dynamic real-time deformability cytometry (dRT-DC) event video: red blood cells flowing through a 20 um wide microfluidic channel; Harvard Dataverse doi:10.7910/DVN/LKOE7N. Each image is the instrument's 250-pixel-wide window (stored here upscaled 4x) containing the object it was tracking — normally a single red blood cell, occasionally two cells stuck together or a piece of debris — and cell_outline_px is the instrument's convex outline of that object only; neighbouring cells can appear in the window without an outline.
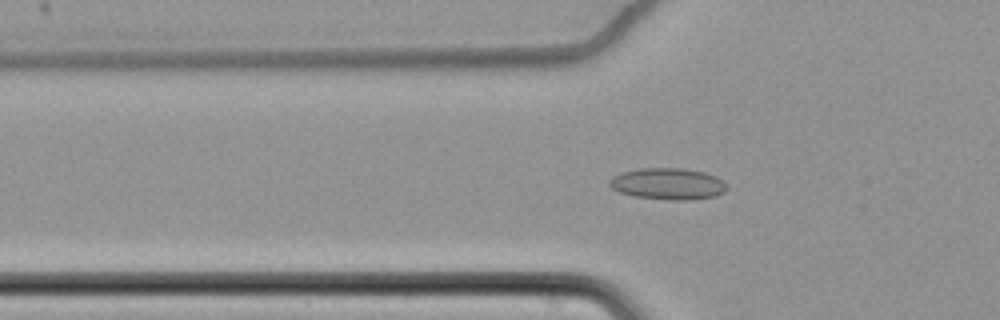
{"species": "common noctule bat (a hibernating species)", "species_latin": "Nyctalus noctula", "temperature_condition": "cold", "stored_images_in_passage": 57, "camera_frame_rate_fps": 3000, "um_per_image_px": 0.085, "animal": {"sex": "female", "body_mass_g": 22.7, "forearm_length_mm": 54.2}, "frame": {"image": 1, "passage_image": 17, "time_ms": 5.333, "image_size_px": [1000, 320], "cell_outline_px": [[728, 188], [724, 192], [716, 196], [688, 200], [668, 200], [636, 196], [620, 192], [612, 188], [608, 184], [608, 180], [612, 176], [620, 172], [640, 168], [680, 168], [704, 172], [716, 176]], "centroid_in_image_um": [56.74, 15.62], "position_along_channel_um": 69.1, "area_um2": 21.56}}
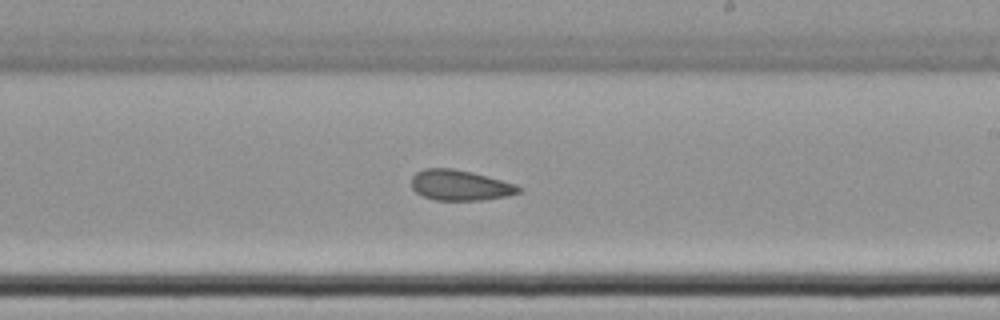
{"frame": {"image": 2, "passage_image": 33, "time_ms": 10.667, "image_size_px": [1000, 320], "cell_outline_px": [[524, 188], [520, 192], [508, 196], [484, 200], [436, 200], [424, 196], [416, 192], [412, 188], [412, 176], [416, 172], [424, 168], [452, 168], [472, 172], [516, 184]], "centroid_in_image_um": [39.13, 15.74], "position_along_channel_um": 249.9, "area_um2": 19.13}}
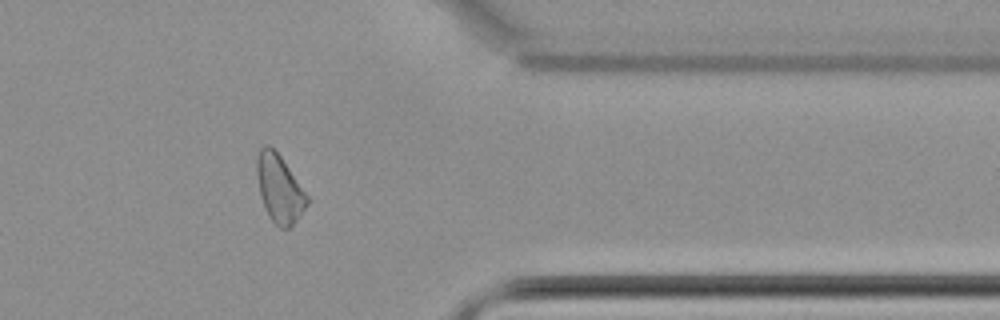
{"frame": {"image": 3, "passage_image": 46, "time_ms": 15.0, "image_size_px": [1000, 320], "cell_outline_px": [[312, 200], [300, 216], [288, 228], [280, 228], [268, 216], [264, 208], [260, 196], [256, 176], [256, 156], [260, 148], [264, 144], [268, 144], [280, 156]], "centroid_in_image_um": [23.75, 16.03], "position_along_channel_um": 387.7, "area_um2": 20.11}, "authors_computed_cell_mechanics": {"area_um2": 20.1722, "velocity_mm_per_s": 3.45, "shape_relaxation_time_tau1_ms": null, "shape_relaxation_time_tau2_ms": 3.7048, "deformation_change_tau1": null, "deformation_change_tau2": 0.0894}}